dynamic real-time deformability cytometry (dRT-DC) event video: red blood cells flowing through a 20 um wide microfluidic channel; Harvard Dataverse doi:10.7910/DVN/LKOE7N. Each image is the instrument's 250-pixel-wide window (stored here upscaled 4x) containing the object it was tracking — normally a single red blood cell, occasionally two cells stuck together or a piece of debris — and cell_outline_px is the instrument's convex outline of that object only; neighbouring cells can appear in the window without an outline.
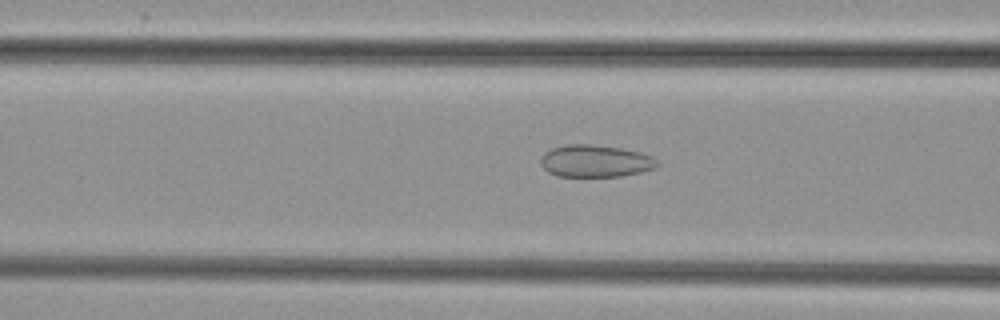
{"species": "common noctule bat (a hibernating species)", "species_latin": "Nyctalus noctula", "temperature_condition": "cold", "stored_images_in_passage": 53, "camera_frame_rate_fps": 3000, "um_per_image_px": 0.085, "animal": {"sex": "female", "body_mass_g": 29.2, "forearm_length_mm": 56.3}, "frame": {"image": 1, "passage_image": 21, "time_ms": 6.667, "image_size_px": [1000, 320], "cell_outline_px": [[660, 164], [656, 168], [640, 172], [620, 176], [556, 176], [548, 172], [540, 164], [540, 160], [544, 152], [552, 148], [568, 144], [592, 144], [620, 148], [640, 152], [652, 156]], "centroid_in_image_um": [50.6, 13.68], "position_along_channel_um": 116.0, "area_um2": 21.91}}
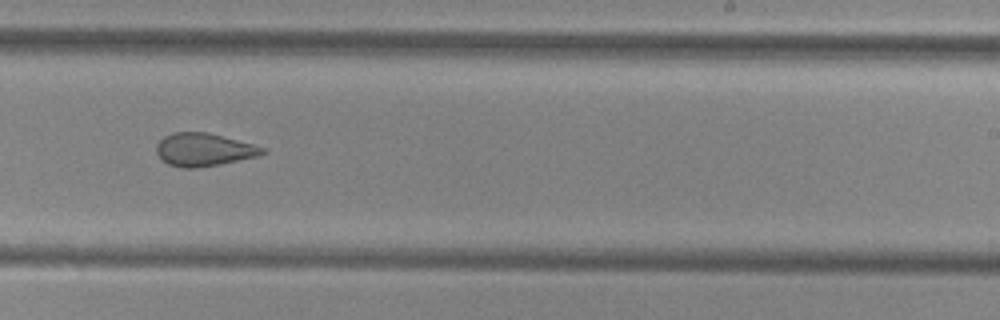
{"frame": {"image": 2, "passage_image": 33, "time_ms": 10.667, "image_size_px": [1000, 320], "cell_outline_px": [[268, 152], [260, 156], [220, 164], [196, 168], [184, 168], [168, 164], [160, 160], [156, 152], [156, 144], [164, 136], [172, 132], [208, 132], [252, 144], [264, 148]], "centroid_in_image_um": [17.3, 12.72], "position_along_channel_um": 271.7, "area_um2": 20.52}}
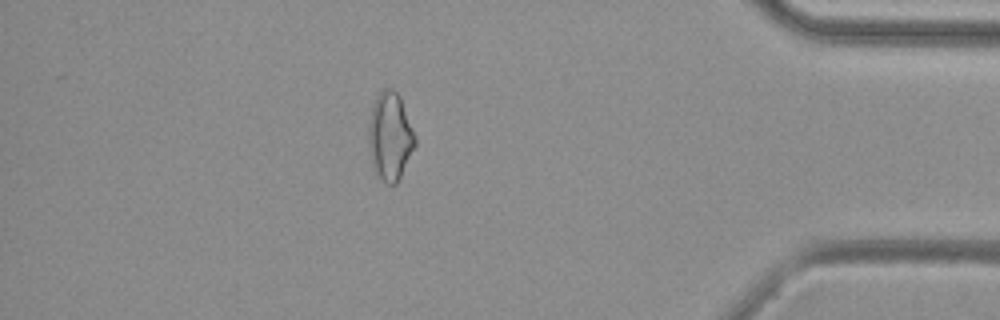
{"frame": {"image": 3, "passage_image": 46, "time_ms": 15.0, "image_size_px": [1000, 320], "cell_outline_px": [[416, 144], [396, 184], [388, 184], [376, 176], [372, 164], [368, 144], [368, 124], [372, 108], [376, 96], [384, 88], [392, 88], [400, 96], [416, 136]], "centroid_in_image_um": [33.14, 11.58], "position_along_channel_um": 402.1, "area_um2": 23.87}}